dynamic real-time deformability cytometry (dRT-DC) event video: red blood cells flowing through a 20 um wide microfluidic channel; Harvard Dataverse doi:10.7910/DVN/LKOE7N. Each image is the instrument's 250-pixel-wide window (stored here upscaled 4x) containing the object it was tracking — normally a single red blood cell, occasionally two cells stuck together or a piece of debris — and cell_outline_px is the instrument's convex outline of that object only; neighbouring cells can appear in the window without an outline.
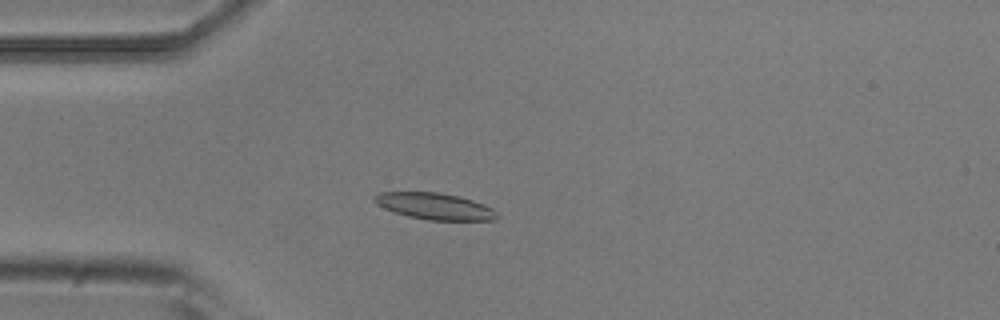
{"species": "common noctule bat (a hibernating species)", "species_latin": "Nyctalus noctula", "temperature_condition": "room temperature", "stored_images_in_passage": 5, "camera_frame_rate_fps": 3000, "um_per_image_px": 0.085, "animal": {"sex": "male", "body_mass_g": 20.5, "forearm_length_mm": 52.5}, "frame": {"image": 1, "passage_image": 5, "time_ms": 1.333, "image_size_px": [1000, 320], "cell_outline_px": [[500, 216], [496, 220], [428, 220], [408, 216], [384, 208], [376, 204], [372, 200], [372, 196], [380, 192], [440, 192], [460, 196], [484, 204], [492, 208]], "centroid_in_image_um": [36.95, 17.52], "position_along_channel_um": 48.0, "area_um2": 19.07}}